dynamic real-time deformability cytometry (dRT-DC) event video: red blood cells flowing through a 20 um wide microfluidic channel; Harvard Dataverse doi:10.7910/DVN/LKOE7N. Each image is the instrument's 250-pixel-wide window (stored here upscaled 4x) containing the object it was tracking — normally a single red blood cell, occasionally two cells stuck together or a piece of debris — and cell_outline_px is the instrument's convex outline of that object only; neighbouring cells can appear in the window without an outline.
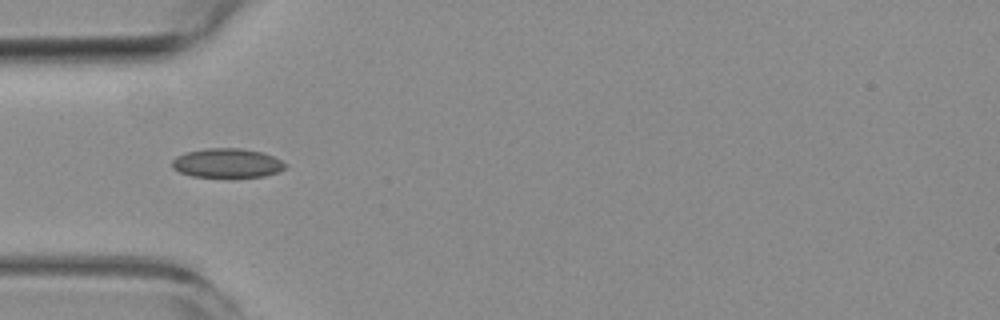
{"species": "common noctule bat (a hibernating species)", "species_latin": "Nyctalus noctula", "temperature_condition": "room temperature", "stored_images_in_passage": 7, "camera_frame_rate_fps": 3000, "um_per_image_px": 0.085, "animal": {"sex": "female", "body_mass_g": 19.3, "forearm_length_mm": 54.1}, "frame": {"image": 1, "passage_image": 3, "time_ms": 3.333, "image_size_px": [1000, 320], "cell_outline_px": [[288, 164], [284, 168], [276, 172], [264, 176], [192, 176], [180, 172], [172, 168], [172, 160], [176, 156], [184, 152], [204, 148], [240, 148], [260, 152], [272, 156]], "centroid_in_image_um": [19.26, 13.84], "position_along_channel_um": 65.7, "area_um2": 19.02}}
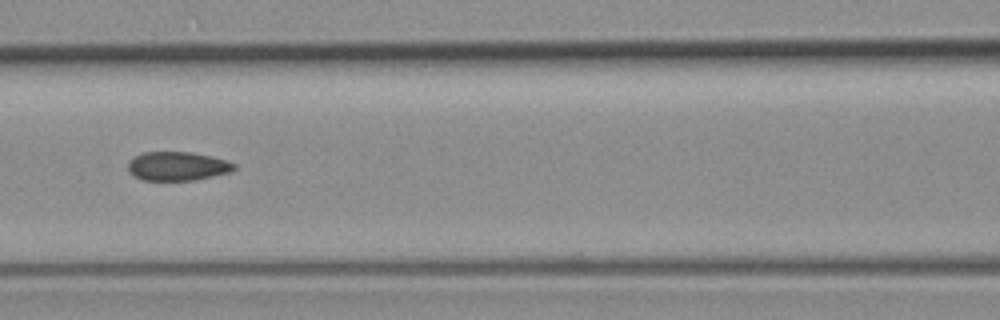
{"frame": {"image": 2, "passage_image": 5, "time_ms": 5.667, "image_size_px": [1000, 320], "cell_outline_px": [[236, 168], [228, 172], [196, 180], [140, 180], [128, 172], [128, 160], [132, 156], [144, 152], [192, 152], [224, 160], [236, 164]], "centroid_in_image_um": [15.0, 14.12], "position_along_channel_um": 151.6, "area_um2": 17.86}}
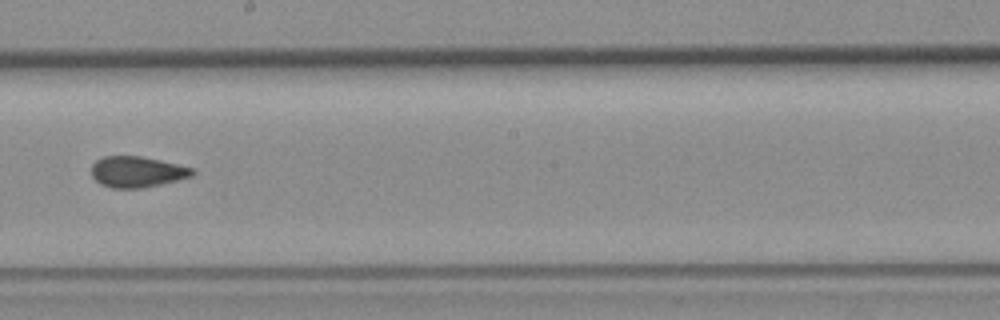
{"frame": {"image": 3, "passage_image": 7, "time_ms": 8.0, "image_size_px": [1000, 320], "cell_outline_px": [[196, 172], [192, 176], [160, 184], [140, 188], [112, 188], [100, 184], [92, 176], [92, 164], [96, 160], [104, 156], [140, 156], [160, 160], [192, 168]], "centroid_in_image_um": [11.62, 14.6], "position_along_channel_um": 236.6, "area_um2": 18.03}}